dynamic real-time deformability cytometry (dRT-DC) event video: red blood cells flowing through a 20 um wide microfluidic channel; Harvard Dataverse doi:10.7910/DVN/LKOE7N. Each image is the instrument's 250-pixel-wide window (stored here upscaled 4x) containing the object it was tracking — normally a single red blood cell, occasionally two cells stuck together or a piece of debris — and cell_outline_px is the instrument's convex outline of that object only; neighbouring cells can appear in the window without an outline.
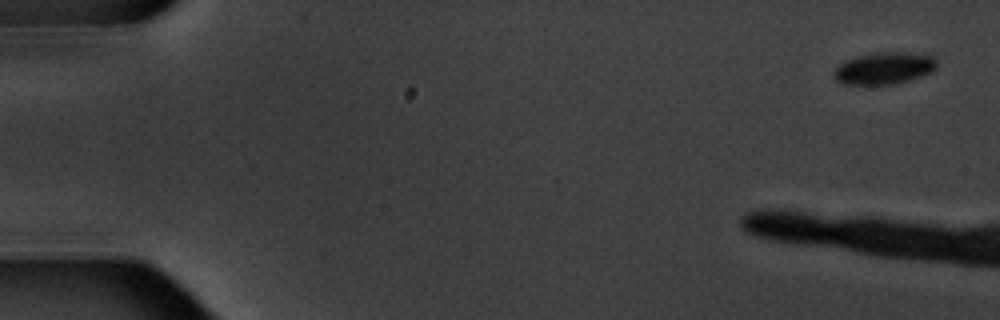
{"species": "common noctule bat (a hibernating species)", "species_latin": "Nyctalus noctula", "temperature_condition": "warm", "stored_images_in_passage": 7, "camera_frame_rate_fps": 3000, "um_per_image_px": 0.085, "animal": {"sex": "male", "body_mass_g": 20.1, "forearm_length_mm": 53.5}, "frame": {"image": 1, "passage_image": 1, "time_ms": 0.0, "image_size_px": [1000, 320], "cell_outline_px": [[936, 68], [932, 72], [896, 84], [840, 84], [832, 76], [832, 72], [844, 60], [876, 52], [900, 52], [936, 56]], "centroid_in_image_um": [75.13, 5.8], "position_along_channel_um": 9.9, "area_um2": 19.19}}